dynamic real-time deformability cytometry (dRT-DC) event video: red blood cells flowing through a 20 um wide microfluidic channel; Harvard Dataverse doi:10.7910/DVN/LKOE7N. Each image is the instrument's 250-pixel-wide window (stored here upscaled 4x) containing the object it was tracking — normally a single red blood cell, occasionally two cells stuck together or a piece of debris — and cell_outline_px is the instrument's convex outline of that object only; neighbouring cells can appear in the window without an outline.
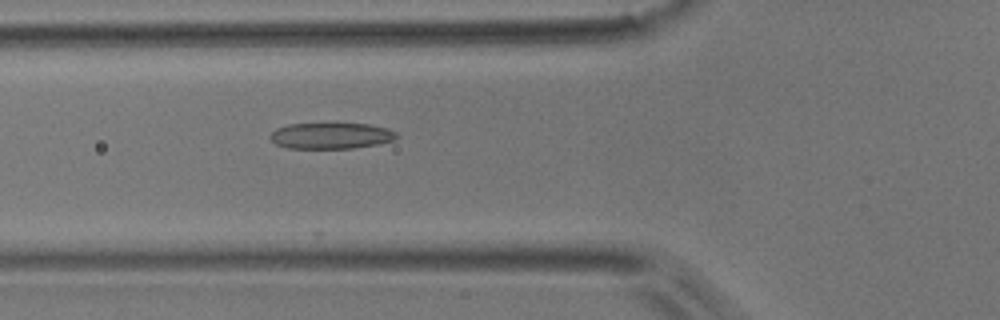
{"species": "common noctule bat (a hibernating species)", "species_latin": "Nyctalus noctula", "temperature_condition": "room temperature", "stored_images_in_passage": 6, "camera_frame_rate_fps": 3000, "um_per_image_px": 0.085, "animal": {"sex": "male", "body_mass_g": 17.9}, "frame": {"image": 1, "passage_image": 6, "time_ms": 6.0, "image_size_px": [1000, 320], "cell_outline_px": [[400, 136], [396, 140], [380, 144], [352, 148], [288, 148], [276, 144], [268, 136], [276, 128], [288, 124], [368, 124], [388, 128], [396, 132]], "centroid_in_image_um": [28.18, 11.54], "position_along_channel_um": 97.6, "area_um2": 19.31}}